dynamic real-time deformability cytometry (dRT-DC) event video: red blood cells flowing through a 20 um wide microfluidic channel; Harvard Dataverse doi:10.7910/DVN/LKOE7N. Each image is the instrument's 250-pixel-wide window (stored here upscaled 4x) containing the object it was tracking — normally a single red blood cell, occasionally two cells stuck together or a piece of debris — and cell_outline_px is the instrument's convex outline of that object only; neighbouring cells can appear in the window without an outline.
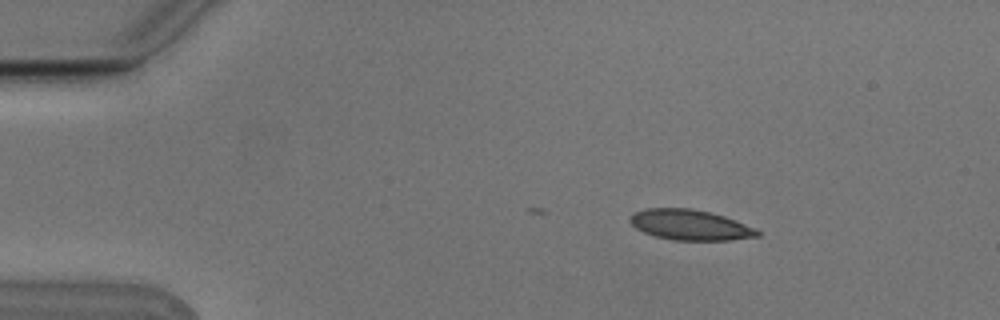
{"species": "Egyptian fruit bat (a non-hibernating species)", "species_latin": "Rousettus aegyptiacus", "temperature_condition": "cold", "stored_images_in_passage": 4, "camera_frame_rate_fps": 3000, "um_per_image_px": 0.085, "animal": {"sex": "male"}, "frame": {"image": 1, "passage_image": 2, "time_ms": 0.333, "image_size_px": [1000, 320], "cell_outline_px": [[760, 236], [732, 240], [672, 240], [656, 236], [644, 232], [636, 228], [628, 220], [636, 212], [644, 208], [692, 208], [724, 216], [756, 228], [760, 232]], "centroid_in_image_um": [58.68, 19.12], "position_along_channel_um": 26.3, "area_um2": 22.48}}